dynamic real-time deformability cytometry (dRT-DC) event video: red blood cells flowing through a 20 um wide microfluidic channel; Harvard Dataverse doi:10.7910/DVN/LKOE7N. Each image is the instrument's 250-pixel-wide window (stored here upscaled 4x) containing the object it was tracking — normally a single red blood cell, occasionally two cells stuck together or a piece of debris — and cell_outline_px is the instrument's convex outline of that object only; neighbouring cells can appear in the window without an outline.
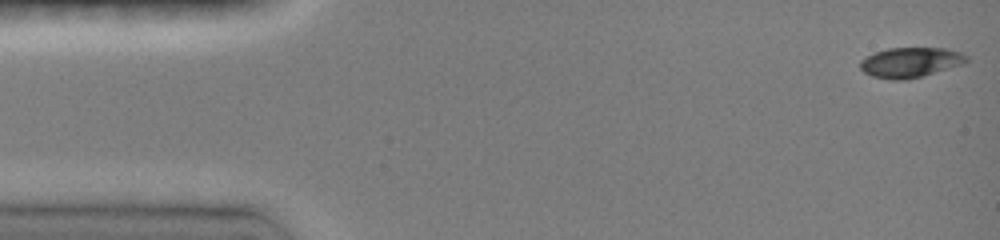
{"species": "common noctule bat (a hibernating species)", "species_latin": "Nyctalus noctula", "temperature_condition": "room temperature", "stored_images_in_passage": 17, "camera_frame_rate_fps": 3000, "um_per_image_px": 0.085, "animal": {"sex": "female", "body_mass_g": 19.0, "forearm_length_mm": 51.5}, "frame": {"image": 1, "passage_image": 1, "time_ms": 0.0, "image_size_px": [1000, 240], "cell_outline_px": [[968, 60], [960, 64], [908, 80], [888, 80], [872, 76], [864, 72], [860, 68], [860, 60], [872, 52], [888, 48], [944, 48], [960, 52], [968, 56]], "centroid_in_image_um": [77.31, 5.3], "position_along_channel_um": 7.7, "area_um2": 18.55}}
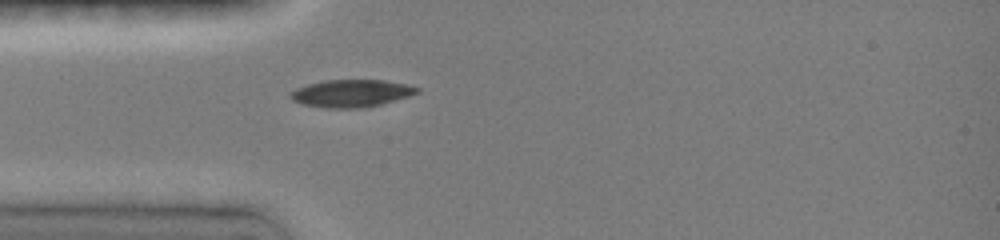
{"frame": {"image": 2, "passage_image": 10, "time_ms": 4.0, "image_size_px": [1000, 240], "cell_outline_px": [[420, 92], [408, 96], [380, 104], [364, 108], [328, 108], [304, 104], [292, 100], [288, 96], [296, 88], [308, 84], [324, 80], [384, 80], [408, 84], [420, 88]], "centroid_in_image_um": [29.87, 7.92], "position_along_channel_um": 55.1, "area_um2": 20.17}}
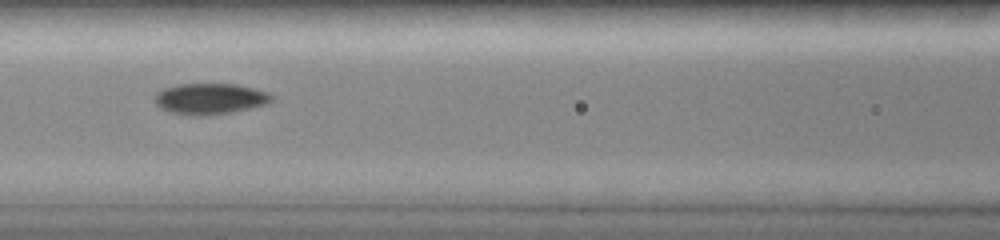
{"frame": {"image": 3, "passage_image": 15, "time_ms": 6.333, "image_size_px": [1000, 240], "cell_outline_px": [[272, 100], [268, 104], [232, 112], [204, 116], [192, 116], [172, 112], [160, 108], [152, 100], [156, 92], [164, 88], [176, 84], [236, 84], [268, 92], [272, 96]], "centroid_in_image_um": [17.81, 8.4], "position_along_channel_um": 148.8, "area_um2": 21.27}}